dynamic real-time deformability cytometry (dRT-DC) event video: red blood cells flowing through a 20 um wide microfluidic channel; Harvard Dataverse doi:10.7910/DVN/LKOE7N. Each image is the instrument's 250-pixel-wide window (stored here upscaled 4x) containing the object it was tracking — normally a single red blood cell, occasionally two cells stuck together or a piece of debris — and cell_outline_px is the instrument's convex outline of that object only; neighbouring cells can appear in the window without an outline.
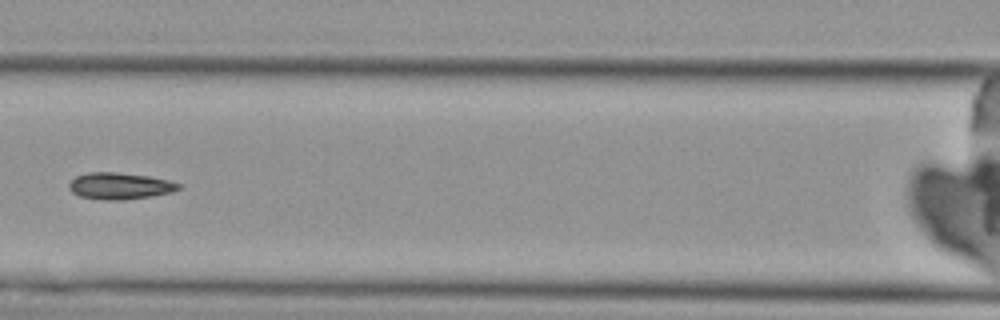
{"species": "Egyptian fruit bat (a non-hibernating species)", "species_latin": "Rousettus aegyptiacus", "temperature_condition": "cold", "stored_images_in_passage": 6, "camera_frame_rate_fps": 3000, "um_per_image_px": 0.085, "animal": {"sex": "female"}, "frame": {"image": 1, "passage_image": 6, "time_ms": 7.0, "image_size_px": [1000, 320], "cell_outline_px": [[180, 188], [172, 192], [152, 196], [120, 200], [104, 200], [80, 196], [72, 192], [68, 188], [68, 184], [76, 176], [88, 172], [116, 172], [148, 176], [168, 180], [180, 184]], "centroid_in_image_um": [10.16, 15.8], "position_along_channel_um": 156.4, "area_um2": 16.94}}